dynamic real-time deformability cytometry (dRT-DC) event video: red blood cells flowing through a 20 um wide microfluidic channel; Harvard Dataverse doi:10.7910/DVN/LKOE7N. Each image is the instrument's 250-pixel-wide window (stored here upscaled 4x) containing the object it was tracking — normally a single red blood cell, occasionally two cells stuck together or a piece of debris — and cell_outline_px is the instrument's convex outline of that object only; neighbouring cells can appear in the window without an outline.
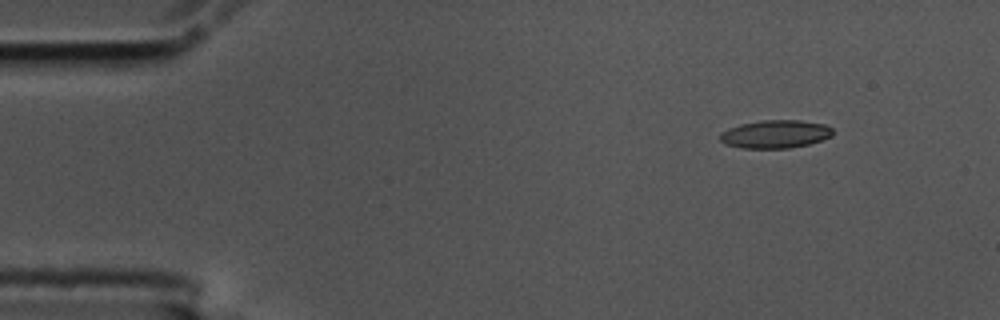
{"species": "common noctule bat (a hibernating species)", "species_latin": "Nyctalus noctula", "temperature_condition": "cold", "stored_images_in_passage": 9, "camera_frame_rate_fps": 3000, "um_per_image_px": 0.085, "animal": {"sex": "male", "body_mass_g": 17.5, "forearm_length_mm": 52.3}, "frame": {"image": 1, "passage_image": 1, "time_ms": 0.0, "image_size_px": [1000, 320], "cell_outline_px": [[832, 136], [808, 144], [788, 148], [740, 148], [728, 144], [720, 140], [720, 132], [728, 128], [740, 124], [764, 120], [800, 120], [824, 124], [832, 128]], "centroid_in_image_um": [65.89, 11.39], "position_along_channel_um": 19.1, "area_um2": 18.32}}